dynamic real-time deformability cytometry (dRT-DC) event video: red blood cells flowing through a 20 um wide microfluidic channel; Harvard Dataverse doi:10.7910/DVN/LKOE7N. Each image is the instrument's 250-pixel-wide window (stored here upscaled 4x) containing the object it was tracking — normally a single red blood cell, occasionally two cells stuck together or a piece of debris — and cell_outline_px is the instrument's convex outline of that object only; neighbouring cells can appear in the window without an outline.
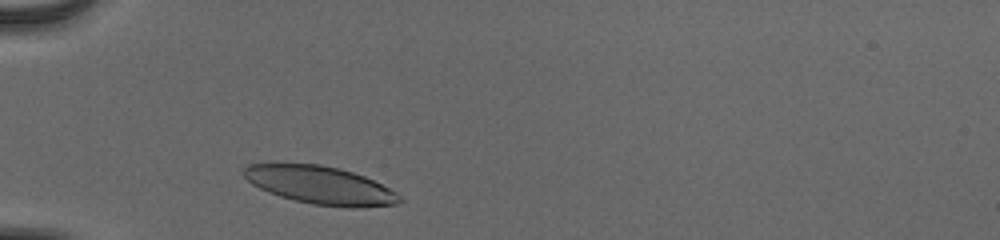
{"species": "human", "species_latin": "Homo sapiens", "temperature_condition": "cold", "stored_images_in_passage": 30, "camera_frame_rate_fps": 3000, "um_per_image_px": 0.085, "donor": {"sex": "male"}, "frame": {"image": 1, "passage_image": 3, "time_ms": 0.667, "image_size_px": [1000, 240], "cell_outline_px": [[404, 200], [396, 204], [356, 208], [352, 208], [312, 204], [280, 196], [268, 192], [252, 184], [240, 172], [248, 164], [320, 164], [340, 168], [364, 176], [396, 192]], "centroid_in_image_um": [27.22, 15.74], "position_along_channel_um": 57.8, "area_um2": 34.28}}
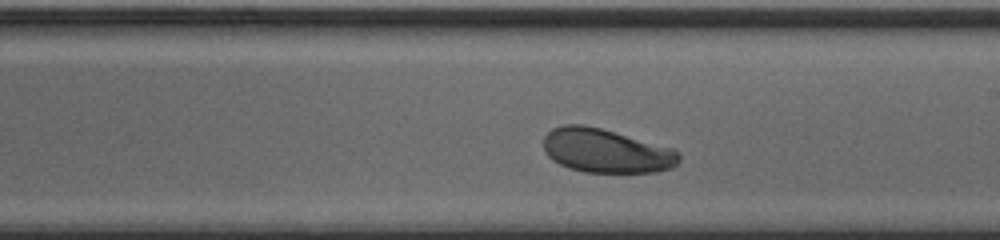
{"frame": {"image": 2, "passage_image": 18, "time_ms": 5.667, "image_size_px": [1000, 240], "cell_outline_px": [[680, 160], [672, 168], [656, 172], [584, 172], [568, 168], [552, 160], [544, 152], [544, 136], [552, 128], [564, 124], [584, 124], [600, 128], [672, 148], [680, 152]], "centroid_in_image_um": [51.49, 12.82], "position_along_channel_um": 237.5, "area_um2": 34.74}}
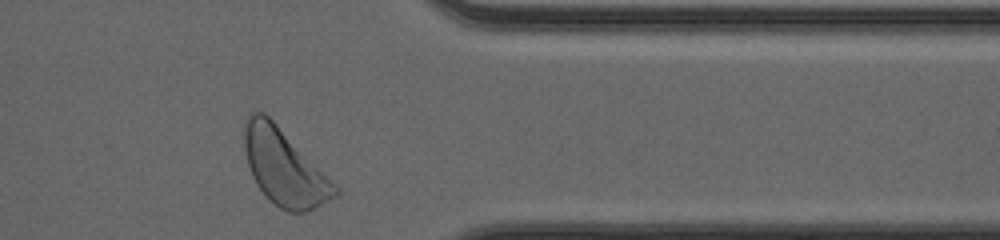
{"frame": {"image": 3, "passage_image": 30, "time_ms": 9.667, "image_size_px": [1000, 240], "cell_outline_px": [[340, 192], [336, 196], [308, 212], [288, 212], [280, 208], [256, 184], [252, 176], [248, 164], [244, 148], [244, 128], [248, 112], [264, 112], [340, 188]], "centroid_in_image_um": [24.16, 14.23], "position_along_channel_um": 387.2, "area_um2": 39.48}, "authors_computed_cell_mechanics": {"area_um2": 34.9112, "velocity_mm_per_s": 3.9104, "shape_relaxation_time_tau1_ms": 1.5189, "shape_relaxation_time_tau2_ms": null, "deformation_change_tau1": 0.0971, "deformation_change_tau2": null}}